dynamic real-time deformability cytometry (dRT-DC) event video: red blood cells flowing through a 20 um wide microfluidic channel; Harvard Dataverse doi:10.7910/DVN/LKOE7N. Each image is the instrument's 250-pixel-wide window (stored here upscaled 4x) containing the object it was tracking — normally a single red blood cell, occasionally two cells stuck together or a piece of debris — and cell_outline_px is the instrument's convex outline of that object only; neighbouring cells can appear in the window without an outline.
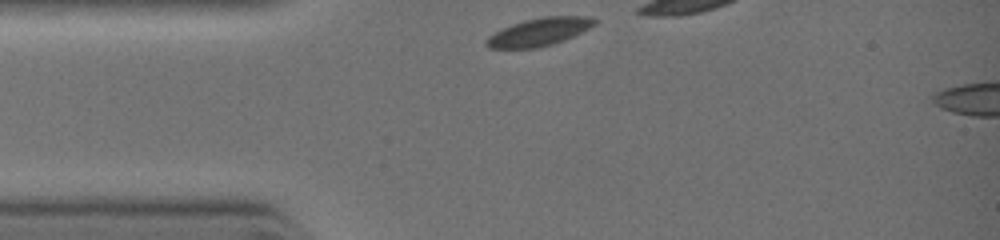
{"species": "common noctule bat (a hibernating species)", "species_latin": "Nyctalus noctula", "temperature_condition": "warm", "stored_images_in_passage": 4, "camera_frame_rate_fps": 3000, "um_per_image_px": 0.085, "animal": {"sex": "female", "body_mass_g": 19.0, "forearm_length_mm": 51.5}, "frame": {"image": 1, "passage_image": 1, "time_ms": 0.0, "image_size_px": [1000, 240], "cell_outline_px": [[596, 24], [564, 40], [552, 44], [536, 48], [488, 48], [484, 44], [484, 40], [488, 36], [512, 24], [524, 20], [544, 16], [592, 16], [596, 20]], "centroid_in_image_um": [45.81, 2.71], "position_along_channel_um": 39.2, "area_um2": 17.46}}